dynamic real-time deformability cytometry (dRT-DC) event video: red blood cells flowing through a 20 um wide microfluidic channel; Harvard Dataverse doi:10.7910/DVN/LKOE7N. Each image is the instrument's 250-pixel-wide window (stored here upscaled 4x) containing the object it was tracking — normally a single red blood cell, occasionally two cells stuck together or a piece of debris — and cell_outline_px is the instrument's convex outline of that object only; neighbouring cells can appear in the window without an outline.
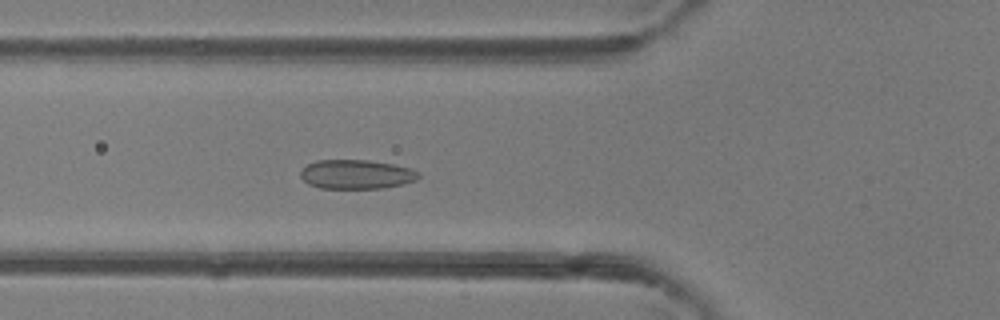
{"species": "common noctule bat (a hibernating species)", "species_latin": "Nyctalus noctula", "temperature_condition": "room temperature", "stored_images_in_passage": 46, "camera_frame_rate_fps": 3000, "um_per_image_px": 0.085, "animal": {"sex": "female"}, "frame": {"image": 1, "passage_image": 17, "time_ms": 5.333, "image_size_px": [1000, 320], "cell_outline_px": [[420, 176], [416, 180], [404, 184], [384, 188], [320, 188], [308, 184], [300, 176], [300, 172], [308, 164], [316, 160], [368, 160], [392, 164], [412, 168], [420, 172]], "centroid_in_image_um": [30.32, 14.82], "position_along_channel_um": 95.5, "area_um2": 20.17}}
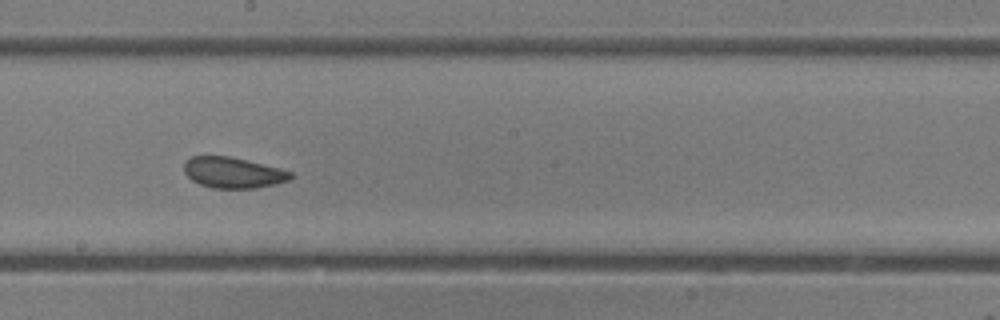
{"frame": {"image": 2, "passage_image": 26, "time_ms": 8.333, "image_size_px": [1000, 320], "cell_outline_px": [[292, 176], [288, 180], [276, 184], [256, 188], [212, 188], [200, 184], [192, 180], [184, 172], [184, 160], [192, 156], [228, 156], [280, 168], [292, 172]], "centroid_in_image_um": [19.78, 14.67], "position_along_channel_um": 228.4, "area_um2": 19.07}}
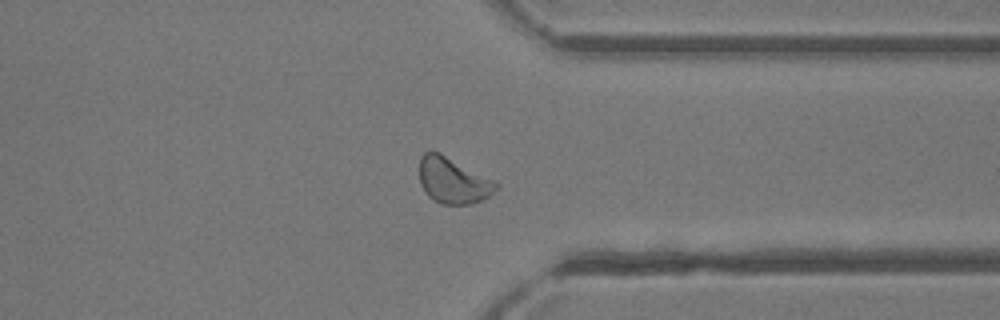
{"frame": {"image": 3, "passage_image": 36, "time_ms": 11.667, "image_size_px": [1000, 320], "cell_outline_px": [[500, 188], [484, 200], [472, 204], [440, 204], [432, 200], [424, 192], [420, 184], [420, 156], [424, 152], [440, 152], [496, 180], [500, 184]], "centroid_in_image_um": [38.55, 15.36], "position_along_channel_um": 372.8, "area_um2": 21.1}, "authors_computed_cell_mechanics": {"area_um2": 20.6635, "velocity_mm_per_s": 4.4165, "shape_relaxation_time_tau1_ms": 2.8657, "shape_relaxation_time_tau2_ms": 1.1443, "deformation_change_tau1": 0.0727, "deformation_change_tau2": 0.0485}}